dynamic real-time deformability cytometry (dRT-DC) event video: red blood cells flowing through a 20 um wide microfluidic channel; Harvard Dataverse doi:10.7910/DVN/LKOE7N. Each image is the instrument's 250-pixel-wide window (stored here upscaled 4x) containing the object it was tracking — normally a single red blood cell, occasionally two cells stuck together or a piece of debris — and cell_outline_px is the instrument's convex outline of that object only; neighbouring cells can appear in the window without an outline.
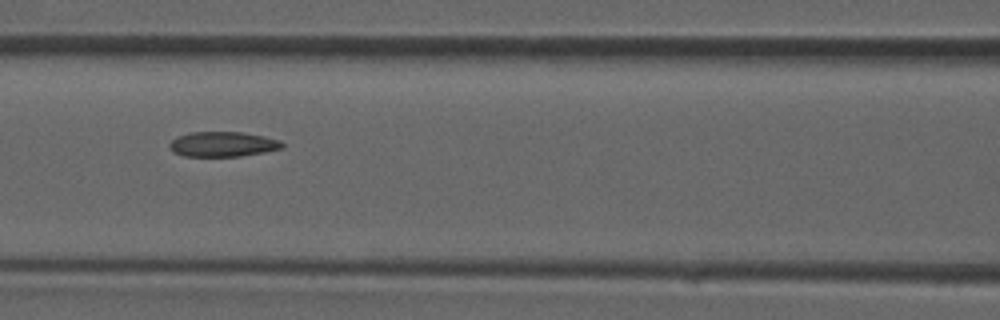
{"species": "common noctule bat (a hibernating species)", "species_latin": "Nyctalus noctula", "temperature_condition": "room temperature", "stored_images_in_passage": 19, "camera_frame_rate_fps": 3000, "um_per_image_px": 0.085, "animal": {"sex": "male", "forearm_length_mm": 52.5}, "frame": {"image": 1, "passage_image": 14, "time_ms": 4.333, "image_size_px": [1000, 320], "cell_outline_px": [[284, 148], [264, 152], [240, 156], [184, 156], [172, 152], [168, 144], [176, 136], [192, 132], [240, 132], [264, 136], [280, 140], [284, 144]], "centroid_in_image_um": [18.93, 12.25], "position_along_channel_um": 147.7, "area_um2": 16.47}}
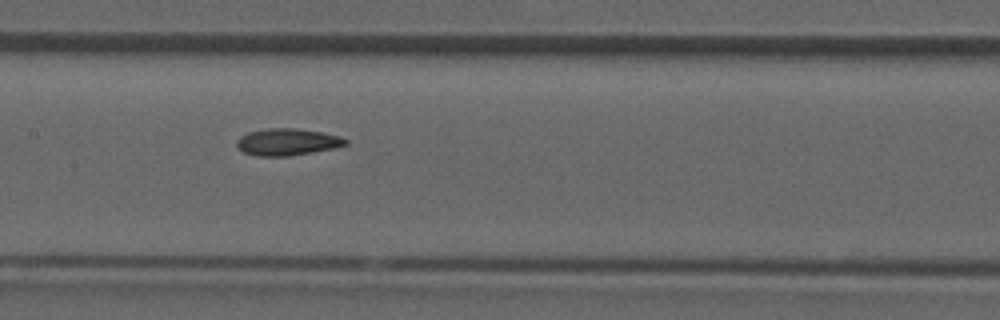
{"frame": {"image": 2, "passage_image": 16, "time_ms": 5.0, "image_size_px": [1000, 320], "cell_outline_px": [[348, 144], [336, 148], [288, 156], [256, 156], [244, 152], [236, 148], [236, 140], [240, 136], [248, 132], [268, 128], [296, 128], [320, 132], [340, 136], [348, 140]], "centroid_in_image_um": [24.4, 12.07], "position_along_channel_um": 183.0, "area_um2": 17.17}}